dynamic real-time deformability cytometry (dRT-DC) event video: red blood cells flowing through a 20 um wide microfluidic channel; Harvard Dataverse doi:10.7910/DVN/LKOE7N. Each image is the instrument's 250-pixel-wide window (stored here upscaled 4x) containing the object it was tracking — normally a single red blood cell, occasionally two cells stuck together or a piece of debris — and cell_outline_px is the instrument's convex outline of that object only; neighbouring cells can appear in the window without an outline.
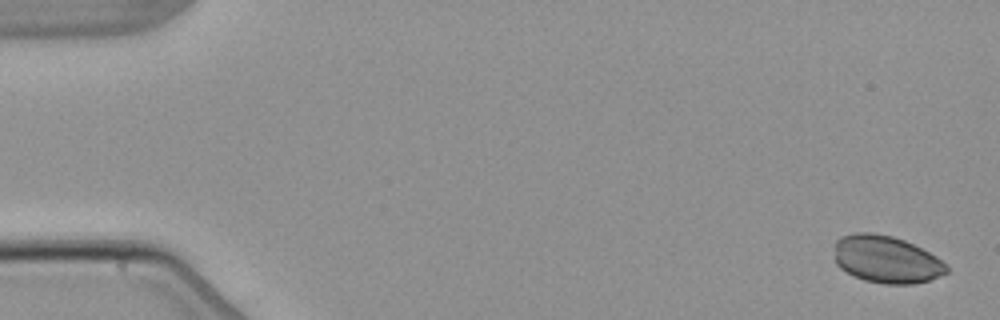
{"species": "common noctule bat (a hibernating species)", "species_latin": "Nyctalus noctula", "temperature_condition": "warm", "stored_images_in_passage": 5, "camera_frame_rate_fps": 3000, "um_per_image_px": 0.085, "animal": {"sex": "male", "body_mass_g": 21.5, "forearm_length_mm": 52.0}, "frame": {"image": 1, "passage_image": 1, "time_ms": 0.0, "image_size_px": [1000, 320], "cell_outline_px": [[948, 272], [928, 280], [912, 284], [884, 284], [864, 280], [840, 268], [836, 264], [836, 240], [840, 236], [856, 232], [872, 232], [892, 236], [904, 240], [936, 256], [948, 268]], "centroid_in_image_um": [75.32, 22.04], "position_along_channel_um": 9.7, "area_um2": 30.63}}
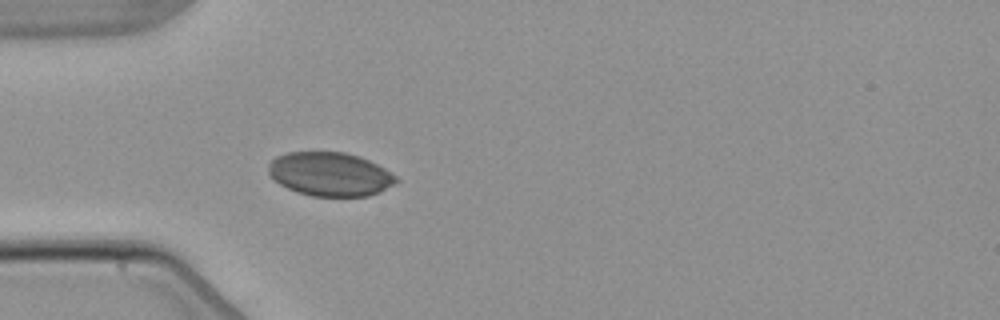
{"frame": {"image": 2, "passage_image": 5, "time_ms": 5.0, "image_size_px": [1000, 320], "cell_outline_px": [[400, 180], [396, 184], [380, 192], [368, 196], [312, 196], [296, 192], [280, 184], [268, 176], [268, 164], [276, 156], [288, 152], [344, 152], [360, 156], [384, 168], [396, 176]], "centroid_in_image_um": [28.05, 14.81], "position_along_channel_um": 57.0, "area_um2": 32.83}}